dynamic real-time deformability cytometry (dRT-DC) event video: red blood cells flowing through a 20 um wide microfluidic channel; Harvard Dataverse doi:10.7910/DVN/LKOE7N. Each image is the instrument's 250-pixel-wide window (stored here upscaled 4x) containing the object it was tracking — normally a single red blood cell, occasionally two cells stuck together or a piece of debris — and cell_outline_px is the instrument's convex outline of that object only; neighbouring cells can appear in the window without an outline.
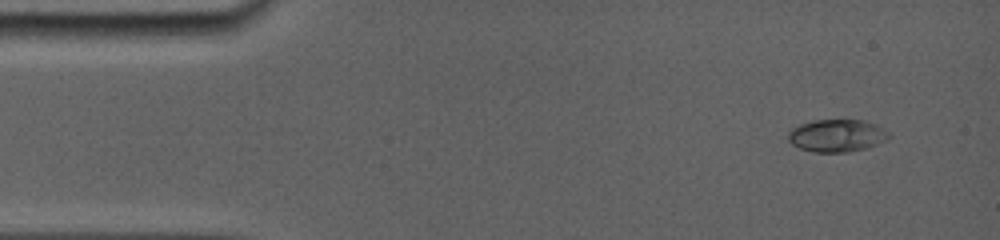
{"species": "common noctule bat (a hibernating species)", "species_latin": "Nyctalus noctula", "temperature_condition": "room temperature", "stored_images_in_passage": 4, "camera_frame_rate_fps": 5000, "um_per_image_px": 0.085, "animal": {"sex": "female", "body_mass_g": 19.0, "forearm_length_mm": 56.7}, "frame": {"image": 1, "passage_image": 1, "time_ms": 0.0, "image_size_px": [1000, 240], "cell_outline_px": [[892, 136], [888, 140], [868, 148], [848, 152], [812, 152], [800, 148], [792, 144], [788, 140], [788, 132], [792, 128], [800, 124], [816, 120], [864, 120], [876, 124], [884, 128]], "centroid_in_image_um": [71.17, 11.53], "position_along_channel_um": 13.8, "area_um2": 19.31}}